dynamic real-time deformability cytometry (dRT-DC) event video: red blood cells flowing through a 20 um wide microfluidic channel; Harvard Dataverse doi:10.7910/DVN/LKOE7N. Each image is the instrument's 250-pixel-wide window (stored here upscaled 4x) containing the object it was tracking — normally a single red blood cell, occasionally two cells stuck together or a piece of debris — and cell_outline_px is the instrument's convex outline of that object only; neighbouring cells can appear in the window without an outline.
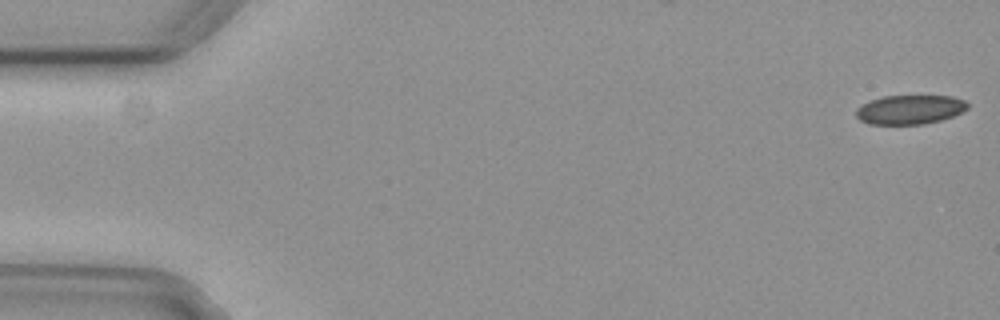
{"species": "common noctule bat (a hibernating species)", "species_latin": "Nyctalus noctula", "temperature_condition": "cold", "stored_images_in_passage": 4, "camera_frame_rate_fps": 3000, "um_per_image_px": 0.085, "animal": {"sex": "female", "body_mass_g": 29.2, "forearm_length_mm": 56.3}, "frame": {"image": 1, "passage_image": 1, "time_ms": 0.0, "image_size_px": [1000, 320], "cell_outline_px": [[968, 108], [952, 116], [940, 120], [924, 124], [868, 124], [860, 120], [856, 116], [856, 108], [872, 100], [884, 96], [952, 96], [964, 100], [968, 104]], "centroid_in_image_um": [77.33, 9.32], "position_along_channel_um": 7.7, "area_um2": 18.79}}